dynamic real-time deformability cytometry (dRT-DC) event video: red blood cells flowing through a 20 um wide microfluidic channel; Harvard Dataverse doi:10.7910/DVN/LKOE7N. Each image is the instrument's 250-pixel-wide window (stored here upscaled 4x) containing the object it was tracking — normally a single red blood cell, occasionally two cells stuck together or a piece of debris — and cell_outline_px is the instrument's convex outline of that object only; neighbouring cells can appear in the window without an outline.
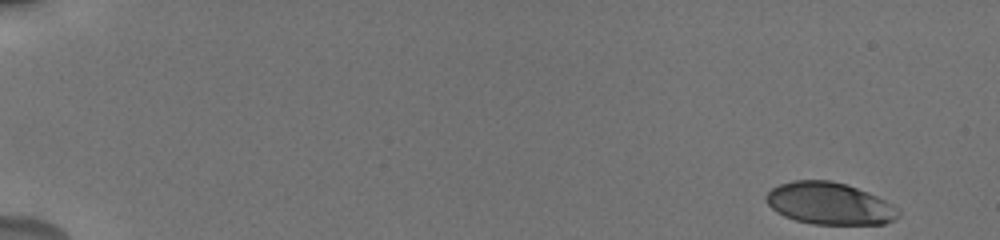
{"species": "human", "species_latin": "Homo sapiens", "temperature_condition": "cold", "stored_images_in_passage": 78, "camera_frame_rate_fps": 3000, "um_per_image_px": 0.085, "donor": {"sex": "male"}, "frame": {"image": 1, "passage_image": 1, "time_ms": 0.0, "image_size_px": [1000, 240], "cell_outline_px": [[900, 216], [884, 224], [812, 224], [796, 220], [784, 216], [776, 212], [764, 200], [764, 196], [772, 188], [780, 184], [792, 180], [828, 180], [844, 184], [868, 192], [900, 208]], "centroid_in_image_um": [70.49, 17.3], "position_along_channel_um": 14.5, "area_um2": 32.43}}
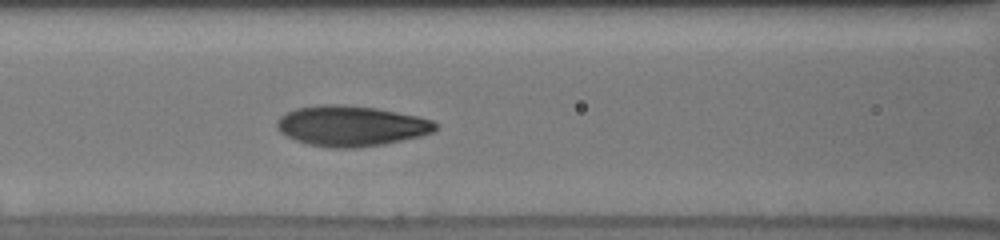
{"frame": {"image": 2, "passage_image": 34, "time_ms": 7.667, "image_size_px": [1000, 240], "cell_outline_px": [[436, 128], [432, 132], [420, 136], [384, 144], [356, 148], [332, 148], [308, 144], [296, 140], [280, 132], [276, 128], [276, 120], [280, 116], [296, 108], [320, 104], [344, 104], [376, 108], [416, 116], [432, 120], [436, 124]], "centroid_in_image_um": [29.81, 10.7], "position_along_channel_um": 136.8, "area_um2": 37.28}}
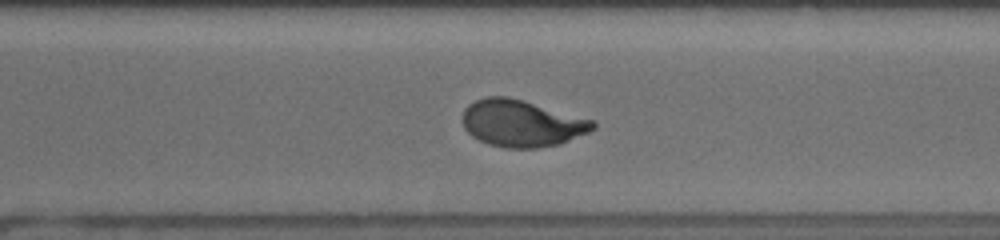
{"frame": {"image": 3, "passage_image": 57, "time_ms": 12.667, "image_size_px": [1000, 240], "cell_outline_px": [[596, 128], [588, 132], [568, 140], [556, 144], [536, 148], [504, 148], [488, 144], [472, 136], [464, 128], [464, 108], [468, 104], [484, 96], [508, 96], [524, 100], [592, 120], [596, 124]], "centroid_in_image_um": [44.31, 10.47], "position_along_channel_um": 326.3, "area_um2": 35.32}, "authors_computed_cell_mechanics": {"area_um2": 35.5181, "velocity_mm_per_s": 3.798, "shape_relaxation_time_tau1_ms": 3.6243, "shape_relaxation_time_tau2_ms": 0.9834, "deformation_change_tau1": 0.1795, "deformation_change_tau2": 0.0621}}